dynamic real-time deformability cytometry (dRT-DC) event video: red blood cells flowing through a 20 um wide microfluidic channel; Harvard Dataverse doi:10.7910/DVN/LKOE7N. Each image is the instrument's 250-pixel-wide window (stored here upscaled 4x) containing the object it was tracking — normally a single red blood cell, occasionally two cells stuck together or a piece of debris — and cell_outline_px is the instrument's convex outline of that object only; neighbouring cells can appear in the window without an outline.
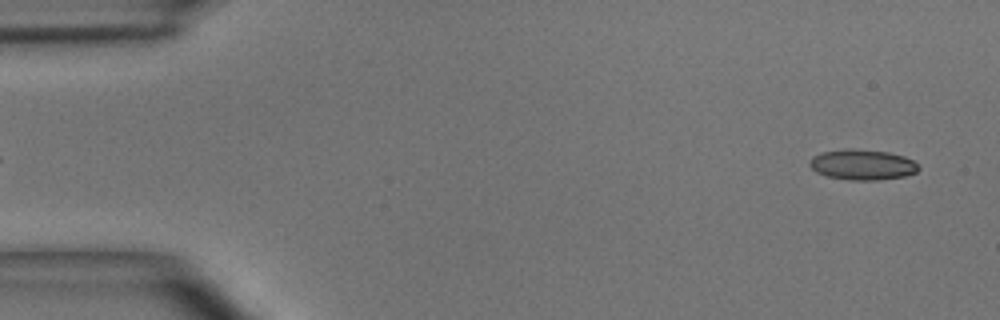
{"species": "common noctule bat (a hibernating species)", "species_latin": "Nyctalus noctula", "temperature_condition": "room temperature", "stored_images_in_passage": 12, "camera_frame_rate_fps": 3000, "um_per_image_px": 0.085, "animal": {"sex": "male", "body_mass_g": 15.6}, "frame": {"image": 1, "passage_image": 2, "time_ms": 0.333, "image_size_px": [1000, 320], "cell_outline_px": [[920, 168], [916, 172], [904, 176], [876, 180], [848, 180], [828, 176], [816, 172], [808, 164], [812, 156], [820, 152], [848, 148], [852, 148], [888, 152], [904, 156], [912, 160]], "centroid_in_image_um": [73.27, 13.99], "position_along_channel_um": 11.7, "area_um2": 19.36}}